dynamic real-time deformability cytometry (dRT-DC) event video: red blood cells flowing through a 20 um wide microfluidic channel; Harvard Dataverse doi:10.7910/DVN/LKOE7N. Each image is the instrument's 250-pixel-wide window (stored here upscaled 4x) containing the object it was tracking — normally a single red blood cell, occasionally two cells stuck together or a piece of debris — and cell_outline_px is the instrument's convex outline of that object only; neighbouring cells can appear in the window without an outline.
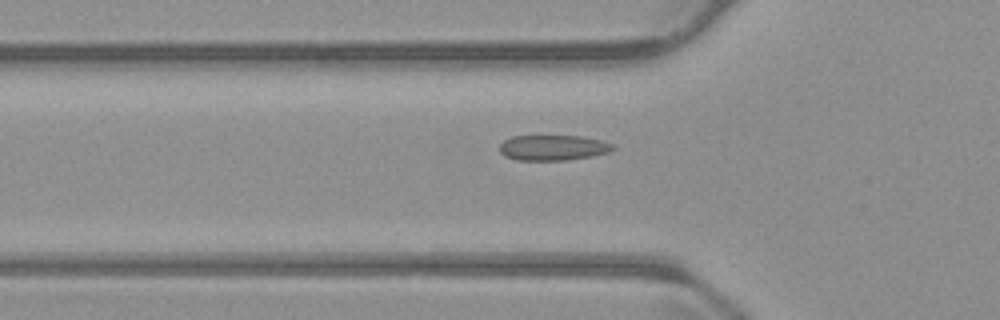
{"species": "common noctule bat (a hibernating species)", "species_latin": "Nyctalus noctula", "temperature_condition": "warm", "stored_images_in_passage": 39, "camera_frame_rate_fps": 3000, "um_per_image_px": 0.085, "animal": {"sex": "male", "body_mass_g": 23.1, "forearm_length_mm": 52.7}, "frame": {"image": 1, "passage_image": 10, "time_ms": 3.0, "image_size_px": [1000, 320], "cell_outline_px": [[616, 148], [608, 152], [592, 156], [564, 160], [516, 160], [504, 156], [500, 152], [500, 144], [504, 140], [512, 136], [580, 136], [600, 140], [612, 144]], "centroid_in_image_um": [46.98, 12.55], "position_along_channel_um": 78.8, "area_um2": 16.7}}
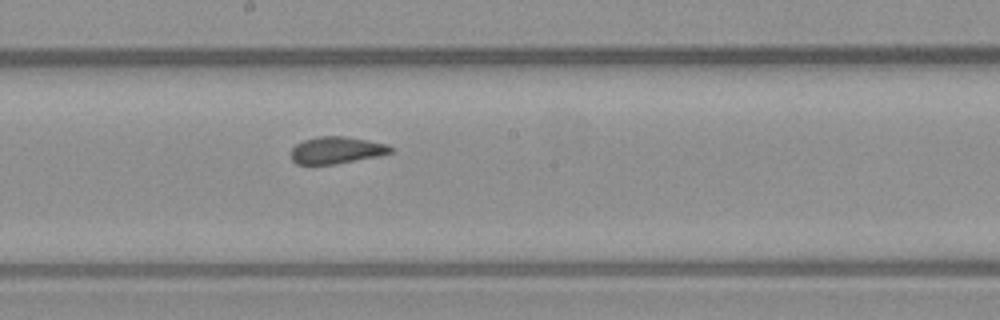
{"frame": {"image": 2, "passage_image": 21, "time_ms": 6.667, "image_size_px": [1000, 320], "cell_outline_px": [[392, 152], [376, 156], [332, 164], [296, 164], [292, 160], [292, 148], [296, 144], [304, 140], [320, 136], [344, 136], [388, 144], [392, 148]], "centroid_in_image_um": [28.58, 12.75], "position_along_channel_um": 219.6, "area_um2": 15.32}}
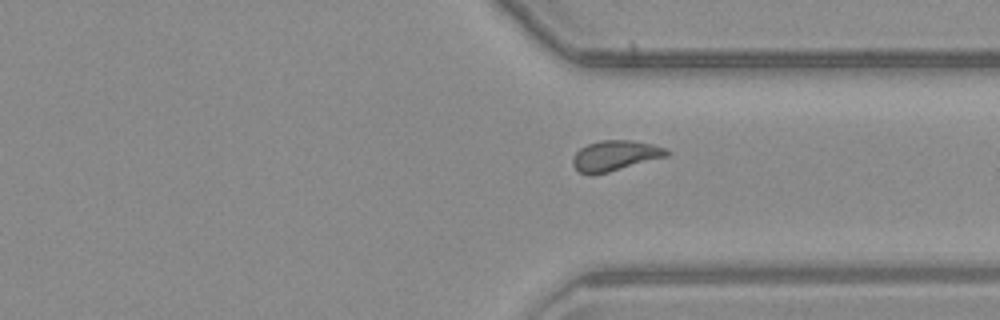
{"frame": {"image": 3, "passage_image": 32, "time_ms": 10.333, "image_size_px": [1000, 320], "cell_outline_px": [[672, 152], [668, 156], [608, 172], [592, 176], [588, 176], [580, 172], [572, 164], [572, 156], [580, 148], [588, 144], [600, 140], [632, 140], [652, 144], [664, 148]], "centroid_in_image_um": [52.26, 13.24], "position_along_channel_um": 359.1, "area_um2": 16.76}, "authors_computed_cell_mechanics": {"area_um2": 16.4152, "velocity_mm_per_s": 3.8099, "shape_relaxation_time_tau1_ms": 6.5673, "shape_relaxation_time_tau2_ms": 1.014, "deformation_change_tau1": 0.1394, "deformation_change_tau2": 0.0546}}